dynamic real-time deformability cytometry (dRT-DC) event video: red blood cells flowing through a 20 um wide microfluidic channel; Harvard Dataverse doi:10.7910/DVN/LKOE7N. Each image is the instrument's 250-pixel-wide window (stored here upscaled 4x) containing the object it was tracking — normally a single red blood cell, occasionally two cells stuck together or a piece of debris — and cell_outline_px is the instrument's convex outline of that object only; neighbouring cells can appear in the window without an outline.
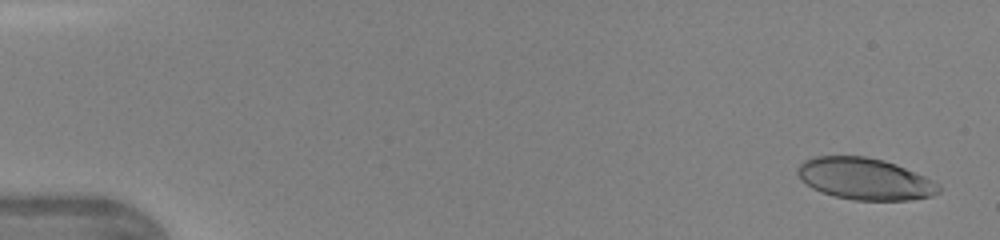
{"species": "human", "species_latin": "Homo sapiens", "temperature_condition": "warm", "stored_images_in_passage": 45, "camera_frame_rate_fps": 3000, "um_per_image_px": 0.085, "donor": {"sex": "female"}, "frame": {"image": 1, "passage_image": 2, "time_ms": 0.333, "image_size_px": [1000, 240], "cell_outline_px": [[940, 192], [932, 196], [908, 200], [852, 200], [820, 192], [812, 188], [800, 180], [796, 172], [796, 168], [804, 160], [816, 156], [864, 156], [884, 160], [896, 164], [924, 176], [940, 184]], "centroid_in_image_um": [73.49, 15.2], "position_along_channel_um": 11.5, "area_um2": 34.45}}
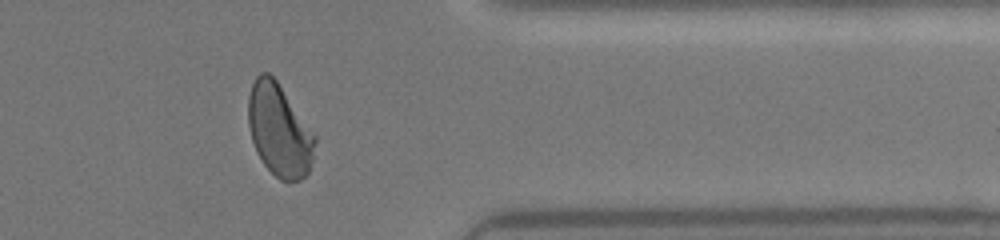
{"frame": {"image": 2, "passage_image": 37, "time_ms": 12.0, "image_size_px": [1000, 240], "cell_outline_px": [[316, 144], [312, 160], [308, 172], [300, 180], [280, 180], [264, 164], [256, 152], [252, 140], [248, 124], [248, 96], [252, 84], [256, 76], [260, 72], [268, 72], [276, 80], [316, 136]], "centroid_in_image_um": [23.72, 11.06], "position_along_channel_um": 387.7, "area_um2": 35.6}}
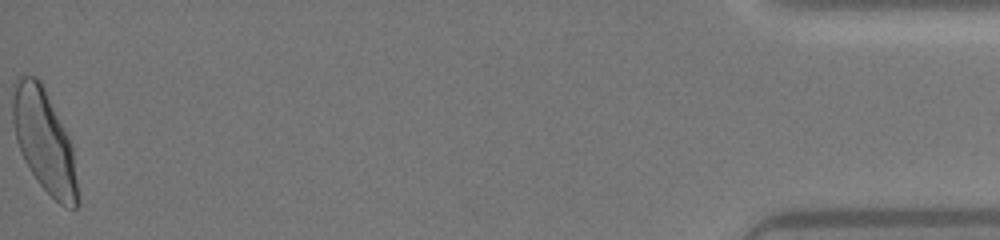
{"frame": {"image": 3, "passage_image": 45, "time_ms": 14.667, "image_size_px": [1000, 240], "cell_outline_px": [[80, 204], [76, 208], [72, 208], [60, 204], [40, 184], [24, 160], [16, 140], [12, 120], [12, 84], [20, 76], [36, 76], [40, 80], [68, 136], [72, 148], [80, 200]], "centroid_in_image_um": [3.75, 11.97], "position_along_channel_um": 431.5, "area_um2": 38.49}}